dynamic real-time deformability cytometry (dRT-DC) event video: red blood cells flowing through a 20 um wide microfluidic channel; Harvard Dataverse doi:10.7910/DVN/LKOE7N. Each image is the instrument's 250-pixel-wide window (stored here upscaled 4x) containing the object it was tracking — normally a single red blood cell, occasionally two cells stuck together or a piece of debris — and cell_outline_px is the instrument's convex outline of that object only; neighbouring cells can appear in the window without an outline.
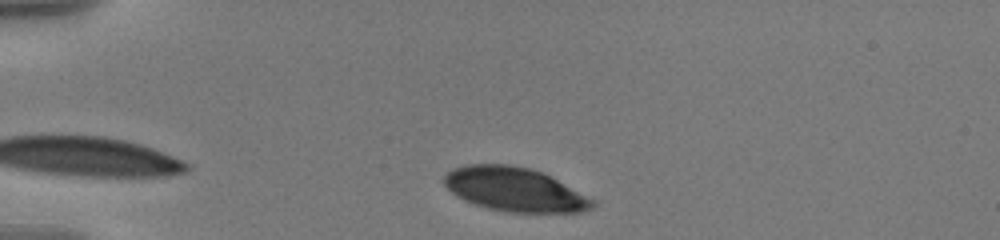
{"species": "human", "species_latin": "Homo sapiens", "temperature_condition": "warm", "stored_images_in_passage": 21, "camera_frame_rate_fps": 3000, "um_per_image_px": 0.085, "donor": {"sex": "male"}, "frame": {"image": 1, "passage_image": 2, "time_ms": 0.333, "image_size_px": [1000, 240], "cell_outline_px": [[596, 204], [592, 208], [580, 212], [508, 212], [488, 208], [464, 200], [456, 196], [444, 184], [444, 176], [452, 168], [464, 164], [508, 164], [528, 168], [540, 172], [596, 200]], "centroid_in_image_um": [43.72, 16.1], "position_along_channel_um": 41.3, "area_um2": 37.63}}
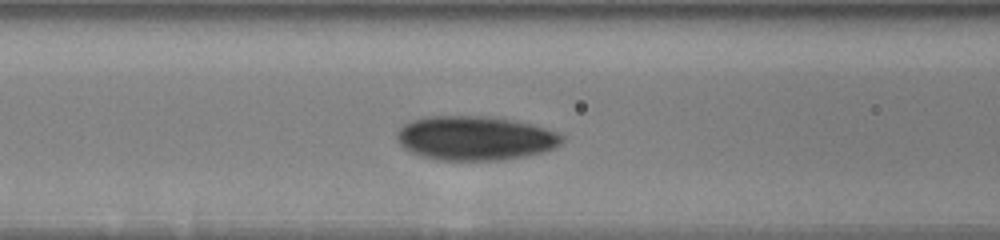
{"frame": {"image": 2, "passage_image": 13, "time_ms": 4.0, "image_size_px": [1000, 240], "cell_outline_px": [[564, 140], [560, 144], [552, 148], [528, 156], [500, 160], [440, 160], [420, 156], [404, 148], [396, 140], [396, 132], [404, 124], [412, 120], [424, 116], [492, 116], [516, 120], [532, 124], [556, 132], [564, 136]], "centroid_in_image_um": [40.36, 11.73], "position_along_channel_um": 126.2, "area_um2": 42.77}}
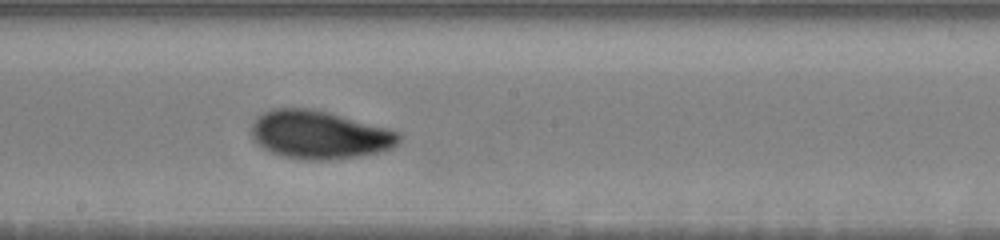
{"frame": {"image": 3, "passage_image": 21, "time_ms": 6.667, "image_size_px": [1000, 240], "cell_outline_px": [[404, 136], [400, 144], [392, 148], [380, 152], [360, 156], [332, 160], [304, 160], [284, 156], [272, 152], [264, 148], [252, 136], [252, 124], [264, 112], [272, 108], [312, 108], [328, 112], [388, 128], [400, 132]], "centroid_in_image_um": [27.23, 11.46], "position_along_channel_um": 221.0, "area_um2": 41.56}}